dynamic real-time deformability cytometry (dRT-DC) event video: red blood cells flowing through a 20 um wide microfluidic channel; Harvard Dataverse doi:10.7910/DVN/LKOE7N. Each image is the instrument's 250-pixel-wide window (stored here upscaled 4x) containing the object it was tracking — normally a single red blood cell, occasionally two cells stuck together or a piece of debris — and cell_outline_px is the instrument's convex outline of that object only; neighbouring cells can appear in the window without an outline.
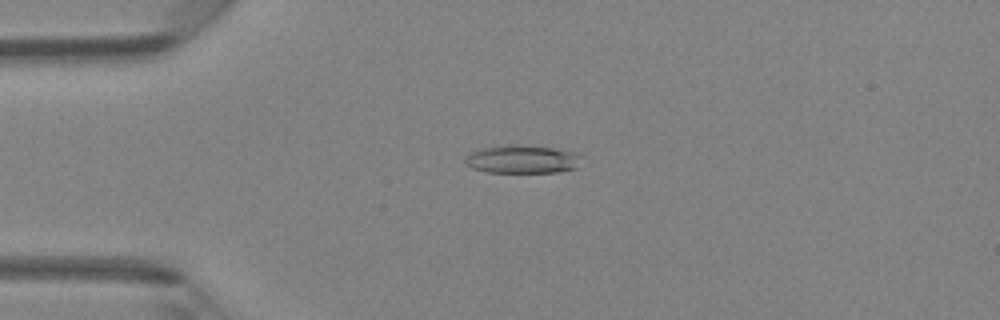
{"species": "Egyptian fruit bat (a non-hibernating species)", "species_latin": "Rousettus aegyptiacus", "temperature_condition": "room temperature", "stored_images_in_passage": 47, "camera_frame_rate_fps": 3000, "um_per_image_px": 0.085, "animal": {"sex": "female"}, "frame": {"image": 1, "passage_image": 12, "time_ms": 3.667, "image_size_px": [1000, 320], "cell_outline_px": [[580, 156], [576, 168], [560, 172], [488, 172], [472, 168], [464, 164], [464, 160], [472, 152], [484, 148], [508, 144], [520, 144], [552, 148], [576, 152]], "centroid_in_image_um": [44.38, 13.53], "position_along_channel_um": 40.6, "area_um2": 19.02}}
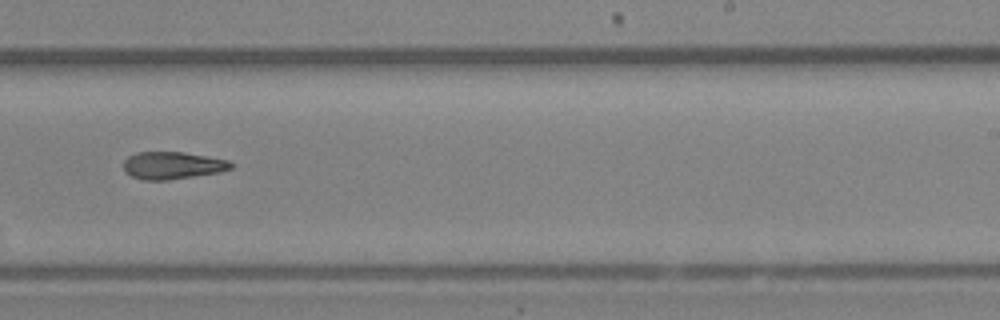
{"frame": {"image": 2, "passage_image": 30, "time_ms": 9.667, "image_size_px": [1000, 320], "cell_outline_px": [[232, 168], [220, 172], [168, 180], [144, 180], [132, 176], [124, 172], [124, 160], [128, 156], [136, 152], [184, 152], [228, 160], [232, 164]], "centroid_in_image_um": [14.63, 14.06], "position_along_channel_um": 274.4, "area_um2": 17.11}}
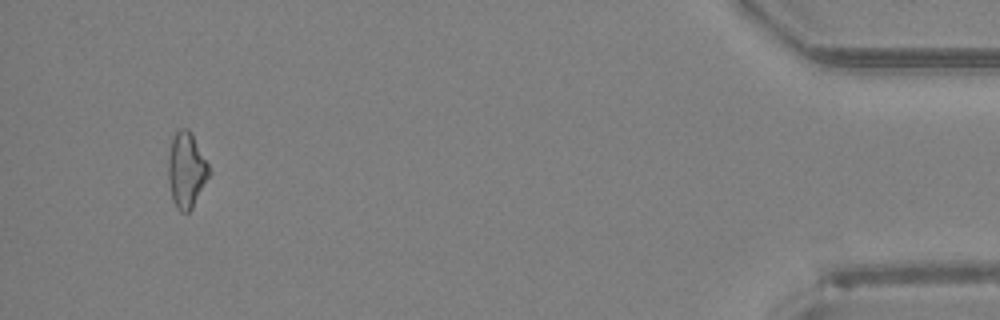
{"frame": {"image": 3, "passage_image": 45, "time_ms": 14.667, "image_size_px": [1000, 320], "cell_outline_px": [[208, 176], [192, 208], [188, 212], [180, 212], [176, 208], [172, 200], [168, 180], [168, 156], [172, 136], [180, 128], [188, 128], [208, 164]], "centroid_in_image_um": [15.79, 14.46], "position_along_channel_um": 419.4, "area_um2": 17.63}, "authors_computed_cell_mechanics": {"area_um2": 17.9758, "velocity_mm_per_s": 4.3502, "shape_relaxation_time_tau1_ms": null, "shape_relaxation_time_tau2_ms": 10.2464, "deformation_change_tau1": null, "deformation_change_tau2": 0.2722}}